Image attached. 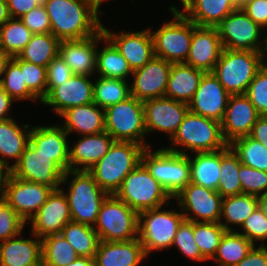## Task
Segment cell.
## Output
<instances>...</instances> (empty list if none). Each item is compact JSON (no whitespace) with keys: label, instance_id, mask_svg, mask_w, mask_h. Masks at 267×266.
<instances>
[{"label":"cell","instance_id":"obj_18","mask_svg":"<svg viewBox=\"0 0 267 266\" xmlns=\"http://www.w3.org/2000/svg\"><path fill=\"white\" fill-rule=\"evenodd\" d=\"M29 221L31 232L41 239L48 235L61 234L62 228L72 221L65 190L62 187L52 190L46 202Z\"/></svg>","mask_w":267,"mask_h":266},{"label":"cell","instance_id":"obj_21","mask_svg":"<svg viewBox=\"0 0 267 266\" xmlns=\"http://www.w3.org/2000/svg\"><path fill=\"white\" fill-rule=\"evenodd\" d=\"M90 77L92 76L74 74L63 84L53 88L41 103L51 106L58 116L69 108L93 103L94 82L90 81Z\"/></svg>","mask_w":267,"mask_h":266},{"label":"cell","instance_id":"obj_42","mask_svg":"<svg viewBox=\"0 0 267 266\" xmlns=\"http://www.w3.org/2000/svg\"><path fill=\"white\" fill-rule=\"evenodd\" d=\"M230 148L239 157L241 164L267 172V149L250 136L234 139Z\"/></svg>","mask_w":267,"mask_h":266},{"label":"cell","instance_id":"obj_27","mask_svg":"<svg viewBox=\"0 0 267 266\" xmlns=\"http://www.w3.org/2000/svg\"><path fill=\"white\" fill-rule=\"evenodd\" d=\"M147 255L138 238L129 241H102L94 257L96 266H139Z\"/></svg>","mask_w":267,"mask_h":266},{"label":"cell","instance_id":"obj_29","mask_svg":"<svg viewBox=\"0 0 267 266\" xmlns=\"http://www.w3.org/2000/svg\"><path fill=\"white\" fill-rule=\"evenodd\" d=\"M30 125L26 123L20 126L14 118L0 122V169L10 171L18 163L29 143ZM12 159L15 162L9 165Z\"/></svg>","mask_w":267,"mask_h":266},{"label":"cell","instance_id":"obj_39","mask_svg":"<svg viewBox=\"0 0 267 266\" xmlns=\"http://www.w3.org/2000/svg\"><path fill=\"white\" fill-rule=\"evenodd\" d=\"M61 234L78 256L94 259L100 240L93 226L69 221L62 228Z\"/></svg>","mask_w":267,"mask_h":266},{"label":"cell","instance_id":"obj_35","mask_svg":"<svg viewBox=\"0 0 267 266\" xmlns=\"http://www.w3.org/2000/svg\"><path fill=\"white\" fill-rule=\"evenodd\" d=\"M258 207V197L249 194H240L222 199L220 224L226 231H236L233 225L241 227L243 222ZM223 218V219H222ZM222 220L225 222H222ZM232 225V226H231Z\"/></svg>","mask_w":267,"mask_h":266},{"label":"cell","instance_id":"obj_19","mask_svg":"<svg viewBox=\"0 0 267 266\" xmlns=\"http://www.w3.org/2000/svg\"><path fill=\"white\" fill-rule=\"evenodd\" d=\"M230 94L212 72L203 74L198 89L188 103L189 111L222 122Z\"/></svg>","mask_w":267,"mask_h":266},{"label":"cell","instance_id":"obj_55","mask_svg":"<svg viewBox=\"0 0 267 266\" xmlns=\"http://www.w3.org/2000/svg\"><path fill=\"white\" fill-rule=\"evenodd\" d=\"M11 18H20L35 7H45L48 0H6Z\"/></svg>","mask_w":267,"mask_h":266},{"label":"cell","instance_id":"obj_59","mask_svg":"<svg viewBox=\"0 0 267 266\" xmlns=\"http://www.w3.org/2000/svg\"><path fill=\"white\" fill-rule=\"evenodd\" d=\"M10 176V171L0 169V204L5 202L6 196V184Z\"/></svg>","mask_w":267,"mask_h":266},{"label":"cell","instance_id":"obj_30","mask_svg":"<svg viewBox=\"0 0 267 266\" xmlns=\"http://www.w3.org/2000/svg\"><path fill=\"white\" fill-rule=\"evenodd\" d=\"M180 12L197 26L216 27L238 9L234 0H182Z\"/></svg>","mask_w":267,"mask_h":266},{"label":"cell","instance_id":"obj_16","mask_svg":"<svg viewBox=\"0 0 267 266\" xmlns=\"http://www.w3.org/2000/svg\"><path fill=\"white\" fill-rule=\"evenodd\" d=\"M172 63L154 56L143 67L132 72L131 96L144 102L165 97Z\"/></svg>","mask_w":267,"mask_h":266},{"label":"cell","instance_id":"obj_38","mask_svg":"<svg viewBox=\"0 0 267 266\" xmlns=\"http://www.w3.org/2000/svg\"><path fill=\"white\" fill-rule=\"evenodd\" d=\"M241 162L229 144L220 150V179L217 192L224 198L242 194L239 178Z\"/></svg>","mask_w":267,"mask_h":266},{"label":"cell","instance_id":"obj_56","mask_svg":"<svg viewBox=\"0 0 267 266\" xmlns=\"http://www.w3.org/2000/svg\"><path fill=\"white\" fill-rule=\"evenodd\" d=\"M235 266H267V245H254L247 256Z\"/></svg>","mask_w":267,"mask_h":266},{"label":"cell","instance_id":"obj_43","mask_svg":"<svg viewBox=\"0 0 267 266\" xmlns=\"http://www.w3.org/2000/svg\"><path fill=\"white\" fill-rule=\"evenodd\" d=\"M32 36L20 18H10L0 27V49L11 57L18 56Z\"/></svg>","mask_w":267,"mask_h":266},{"label":"cell","instance_id":"obj_11","mask_svg":"<svg viewBox=\"0 0 267 266\" xmlns=\"http://www.w3.org/2000/svg\"><path fill=\"white\" fill-rule=\"evenodd\" d=\"M138 214L115 194L108 195L93 226L99 240L129 241L138 238Z\"/></svg>","mask_w":267,"mask_h":266},{"label":"cell","instance_id":"obj_13","mask_svg":"<svg viewBox=\"0 0 267 266\" xmlns=\"http://www.w3.org/2000/svg\"><path fill=\"white\" fill-rule=\"evenodd\" d=\"M173 199L177 200L185 220L220 222L223 197L217 191L190 182Z\"/></svg>","mask_w":267,"mask_h":266},{"label":"cell","instance_id":"obj_2","mask_svg":"<svg viewBox=\"0 0 267 266\" xmlns=\"http://www.w3.org/2000/svg\"><path fill=\"white\" fill-rule=\"evenodd\" d=\"M146 148L133 142L114 141L108 152L88 171L102 190L115 194L124 178L141 163Z\"/></svg>","mask_w":267,"mask_h":266},{"label":"cell","instance_id":"obj_63","mask_svg":"<svg viewBox=\"0 0 267 266\" xmlns=\"http://www.w3.org/2000/svg\"><path fill=\"white\" fill-rule=\"evenodd\" d=\"M258 206L261 208V210L267 217V193L258 197Z\"/></svg>","mask_w":267,"mask_h":266},{"label":"cell","instance_id":"obj_28","mask_svg":"<svg viewBox=\"0 0 267 266\" xmlns=\"http://www.w3.org/2000/svg\"><path fill=\"white\" fill-rule=\"evenodd\" d=\"M31 235L34 239L21 235L0 242V266H42V239Z\"/></svg>","mask_w":267,"mask_h":266},{"label":"cell","instance_id":"obj_8","mask_svg":"<svg viewBox=\"0 0 267 266\" xmlns=\"http://www.w3.org/2000/svg\"><path fill=\"white\" fill-rule=\"evenodd\" d=\"M115 195L138 213L169 206L173 199L142 163L124 178Z\"/></svg>","mask_w":267,"mask_h":266},{"label":"cell","instance_id":"obj_5","mask_svg":"<svg viewBox=\"0 0 267 266\" xmlns=\"http://www.w3.org/2000/svg\"><path fill=\"white\" fill-rule=\"evenodd\" d=\"M264 64L261 52L223 48L212 73L230 95L245 94Z\"/></svg>","mask_w":267,"mask_h":266},{"label":"cell","instance_id":"obj_41","mask_svg":"<svg viewBox=\"0 0 267 266\" xmlns=\"http://www.w3.org/2000/svg\"><path fill=\"white\" fill-rule=\"evenodd\" d=\"M94 81V103L100 108H107L113 104L126 100L131 96L129 82L108 77H100Z\"/></svg>","mask_w":267,"mask_h":266},{"label":"cell","instance_id":"obj_10","mask_svg":"<svg viewBox=\"0 0 267 266\" xmlns=\"http://www.w3.org/2000/svg\"><path fill=\"white\" fill-rule=\"evenodd\" d=\"M162 207L149 209L138 214V239L147 255L172 247L174 237L184 215L178 210H165Z\"/></svg>","mask_w":267,"mask_h":266},{"label":"cell","instance_id":"obj_49","mask_svg":"<svg viewBox=\"0 0 267 266\" xmlns=\"http://www.w3.org/2000/svg\"><path fill=\"white\" fill-rule=\"evenodd\" d=\"M238 174L241 181L242 194L259 197L267 193V172L241 164Z\"/></svg>","mask_w":267,"mask_h":266},{"label":"cell","instance_id":"obj_26","mask_svg":"<svg viewBox=\"0 0 267 266\" xmlns=\"http://www.w3.org/2000/svg\"><path fill=\"white\" fill-rule=\"evenodd\" d=\"M114 141L106 131L79 136L77 142L69 146V170L88 171L108 152Z\"/></svg>","mask_w":267,"mask_h":266},{"label":"cell","instance_id":"obj_61","mask_svg":"<svg viewBox=\"0 0 267 266\" xmlns=\"http://www.w3.org/2000/svg\"><path fill=\"white\" fill-rule=\"evenodd\" d=\"M12 57L0 49V84L5 73L6 65Z\"/></svg>","mask_w":267,"mask_h":266},{"label":"cell","instance_id":"obj_20","mask_svg":"<svg viewBox=\"0 0 267 266\" xmlns=\"http://www.w3.org/2000/svg\"><path fill=\"white\" fill-rule=\"evenodd\" d=\"M102 30L127 60L132 71L143 67L155 56L151 28L137 32L116 33L102 25Z\"/></svg>","mask_w":267,"mask_h":266},{"label":"cell","instance_id":"obj_50","mask_svg":"<svg viewBox=\"0 0 267 266\" xmlns=\"http://www.w3.org/2000/svg\"><path fill=\"white\" fill-rule=\"evenodd\" d=\"M245 95L260 116L267 113V64L265 63L250 82Z\"/></svg>","mask_w":267,"mask_h":266},{"label":"cell","instance_id":"obj_44","mask_svg":"<svg viewBox=\"0 0 267 266\" xmlns=\"http://www.w3.org/2000/svg\"><path fill=\"white\" fill-rule=\"evenodd\" d=\"M226 230L220 223L193 222V236L201 255L210 260L217 252Z\"/></svg>","mask_w":267,"mask_h":266},{"label":"cell","instance_id":"obj_9","mask_svg":"<svg viewBox=\"0 0 267 266\" xmlns=\"http://www.w3.org/2000/svg\"><path fill=\"white\" fill-rule=\"evenodd\" d=\"M141 163L172 198L190 183L189 154L174 153L164 147L152 152L150 147L143 151Z\"/></svg>","mask_w":267,"mask_h":266},{"label":"cell","instance_id":"obj_7","mask_svg":"<svg viewBox=\"0 0 267 266\" xmlns=\"http://www.w3.org/2000/svg\"><path fill=\"white\" fill-rule=\"evenodd\" d=\"M105 131L115 141L133 142L150 148L145 141L143 102L134 96L104 109Z\"/></svg>","mask_w":267,"mask_h":266},{"label":"cell","instance_id":"obj_65","mask_svg":"<svg viewBox=\"0 0 267 266\" xmlns=\"http://www.w3.org/2000/svg\"><path fill=\"white\" fill-rule=\"evenodd\" d=\"M249 0H234L236 6L238 8H241L243 5H245Z\"/></svg>","mask_w":267,"mask_h":266},{"label":"cell","instance_id":"obj_24","mask_svg":"<svg viewBox=\"0 0 267 266\" xmlns=\"http://www.w3.org/2000/svg\"><path fill=\"white\" fill-rule=\"evenodd\" d=\"M102 41V30L80 40H62L58 55L77 75L93 76L96 73L98 44Z\"/></svg>","mask_w":267,"mask_h":266},{"label":"cell","instance_id":"obj_6","mask_svg":"<svg viewBox=\"0 0 267 266\" xmlns=\"http://www.w3.org/2000/svg\"><path fill=\"white\" fill-rule=\"evenodd\" d=\"M169 10L172 19L152 32L154 55L170 63H185L191 45L193 29L197 26L188 20L176 7L171 5Z\"/></svg>","mask_w":267,"mask_h":266},{"label":"cell","instance_id":"obj_37","mask_svg":"<svg viewBox=\"0 0 267 266\" xmlns=\"http://www.w3.org/2000/svg\"><path fill=\"white\" fill-rule=\"evenodd\" d=\"M253 246L254 244L244 235L236 231H226L211 260L218 266H235L247 256Z\"/></svg>","mask_w":267,"mask_h":266},{"label":"cell","instance_id":"obj_48","mask_svg":"<svg viewBox=\"0 0 267 266\" xmlns=\"http://www.w3.org/2000/svg\"><path fill=\"white\" fill-rule=\"evenodd\" d=\"M240 229L236 232L244 235L254 245L257 244L255 242L259 241L260 246H265V241L267 242V217L259 206L243 222Z\"/></svg>","mask_w":267,"mask_h":266},{"label":"cell","instance_id":"obj_17","mask_svg":"<svg viewBox=\"0 0 267 266\" xmlns=\"http://www.w3.org/2000/svg\"><path fill=\"white\" fill-rule=\"evenodd\" d=\"M52 190L46 185L18 179L10 174L5 201L27 223L46 202Z\"/></svg>","mask_w":267,"mask_h":266},{"label":"cell","instance_id":"obj_47","mask_svg":"<svg viewBox=\"0 0 267 266\" xmlns=\"http://www.w3.org/2000/svg\"><path fill=\"white\" fill-rule=\"evenodd\" d=\"M177 249L186 258L193 261L203 262L206 259L201 255L198 245L196 244L193 236V222L189 220H183L179 225L177 233L174 237L172 247Z\"/></svg>","mask_w":267,"mask_h":266},{"label":"cell","instance_id":"obj_25","mask_svg":"<svg viewBox=\"0 0 267 266\" xmlns=\"http://www.w3.org/2000/svg\"><path fill=\"white\" fill-rule=\"evenodd\" d=\"M69 134L61 125L31 127L28 146L50 156L65 172L69 170Z\"/></svg>","mask_w":267,"mask_h":266},{"label":"cell","instance_id":"obj_22","mask_svg":"<svg viewBox=\"0 0 267 266\" xmlns=\"http://www.w3.org/2000/svg\"><path fill=\"white\" fill-rule=\"evenodd\" d=\"M259 117L256 108L245 94L230 95L221 122L224 140L230 144L234 139L249 136Z\"/></svg>","mask_w":267,"mask_h":266},{"label":"cell","instance_id":"obj_52","mask_svg":"<svg viewBox=\"0 0 267 266\" xmlns=\"http://www.w3.org/2000/svg\"><path fill=\"white\" fill-rule=\"evenodd\" d=\"M47 91L46 95L55 87L70 79L74 73L65 61L58 55L46 67Z\"/></svg>","mask_w":267,"mask_h":266},{"label":"cell","instance_id":"obj_66","mask_svg":"<svg viewBox=\"0 0 267 266\" xmlns=\"http://www.w3.org/2000/svg\"><path fill=\"white\" fill-rule=\"evenodd\" d=\"M256 141H259L260 143L263 144V146L267 149V139H254Z\"/></svg>","mask_w":267,"mask_h":266},{"label":"cell","instance_id":"obj_51","mask_svg":"<svg viewBox=\"0 0 267 266\" xmlns=\"http://www.w3.org/2000/svg\"><path fill=\"white\" fill-rule=\"evenodd\" d=\"M26 224L6 201L0 204V242L21 235Z\"/></svg>","mask_w":267,"mask_h":266},{"label":"cell","instance_id":"obj_40","mask_svg":"<svg viewBox=\"0 0 267 266\" xmlns=\"http://www.w3.org/2000/svg\"><path fill=\"white\" fill-rule=\"evenodd\" d=\"M78 258L62 234L42 238V266H68Z\"/></svg>","mask_w":267,"mask_h":266},{"label":"cell","instance_id":"obj_12","mask_svg":"<svg viewBox=\"0 0 267 266\" xmlns=\"http://www.w3.org/2000/svg\"><path fill=\"white\" fill-rule=\"evenodd\" d=\"M223 48L240 51L261 52L264 30L255 23L242 8L227 15L217 26Z\"/></svg>","mask_w":267,"mask_h":266},{"label":"cell","instance_id":"obj_60","mask_svg":"<svg viewBox=\"0 0 267 266\" xmlns=\"http://www.w3.org/2000/svg\"><path fill=\"white\" fill-rule=\"evenodd\" d=\"M10 18L7 1L0 0V27H2Z\"/></svg>","mask_w":267,"mask_h":266},{"label":"cell","instance_id":"obj_67","mask_svg":"<svg viewBox=\"0 0 267 266\" xmlns=\"http://www.w3.org/2000/svg\"><path fill=\"white\" fill-rule=\"evenodd\" d=\"M263 117L267 120V113H265V114L263 115Z\"/></svg>","mask_w":267,"mask_h":266},{"label":"cell","instance_id":"obj_33","mask_svg":"<svg viewBox=\"0 0 267 266\" xmlns=\"http://www.w3.org/2000/svg\"><path fill=\"white\" fill-rule=\"evenodd\" d=\"M191 157L190 182L217 191L220 179V150L213 152H196Z\"/></svg>","mask_w":267,"mask_h":266},{"label":"cell","instance_id":"obj_31","mask_svg":"<svg viewBox=\"0 0 267 266\" xmlns=\"http://www.w3.org/2000/svg\"><path fill=\"white\" fill-rule=\"evenodd\" d=\"M60 117L65 120L61 126L68 134L75 131L83 136L105 131L104 109L94 102L69 108Z\"/></svg>","mask_w":267,"mask_h":266},{"label":"cell","instance_id":"obj_54","mask_svg":"<svg viewBox=\"0 0 267 266\" xmlns=\"http://www.w3.org/2000/svg\"><path fill=\"white\" fill-rule=\"evenodd\" d=\"M241 8L255 23L267 28V0H249Z\"/></svg>","mask_w":267,"mask_h":266},{"label":"cell","instance_id":"obj_45","mask_svg":"<svg viewBox=\"0 0 267 266\" xmlns=\"http://www.w3.org/2000/svg\"><path fill=\"white\" fill-rule=\"evenodd\" d=\"M0 86L14 100H32L33 102L40 100L28 89L24 81L21 67L11 58L6 65Z\"/></svg>","mask_w":267,"mask_h":266},{"label":"cell","instance_id":"obj_46","mask_svg":"<svg viewBox=\"0 0 267 266\" xmlns=\"http://www.w3.org/2000/svg\"><path fill=\"white\" fill-rule=\"evenodd\" d=\"M12 59L21 67L24 81L28 89L40 100L46 96L47 91V74L46 67L32 64L21 60L18 56Z\"/></svg>","mask_w":267,"mask_h":266},{"label":"cell","instance_id":"obj_23","mask_svg":"<svg viewBox=\"0 0 267 266\" xmlns=\"http://www.w3.org/2000/svg\"><path fill=\"white\" fill-rule=\"evenodd\" d=\"M223 46L217 27L196 26L193 29L190 51L185 64L206 72H212Z\"/></svg>","mask_w":267,"mask_h":266},{"label":"cell","instance_id":"obj_36","mask_svg":"<svg viewBox=\"0 0 267 266\" xmlns=\"http://www.w3.org/2000/svg\"><path fill=\"white\" fill-rule=\"evenodd\" d=\"M60 42L52 33L33 34L18 57L26 62L47 67L58 56Z\"/></svg>","mask_w":267,"mask_h":266},{"label":"cell","instance_id":"obj_57","mask_svg":"<svg viewBox=\"0 0 267 266\" xmlns=\"http://www.w3.org/2000/svg\"><path fill=\"white\" fill-rule=\"evenodd\" d=\"M15 102L8 93L0 86V122L13 118L10 116L11 107Z\"/></svg>","mask_w":267,"mask_h":266},{"label":"cell","instance_id":"obj_32","mask_svg":"<svg viewBox=\"0 0 267 266\" xmlns=\"http://www.w3.org/2000/svg\"><path fill=\"white\" fill-rule=\"evenodd\" d=\"M204 73L185 63H172L165 97L188 104Z\"/></svg>","mask_w":267,"mask_h":266},{"label":"cell","instance_id":"obj_15","mask_svg":"<svg viewBox=\"0 0 267 266\" xmlns=\"http://www.w3.org/2000/svg\"><path fill=\"white\" fill-rule=\"evenodd\" d=\"M146 133L160 131L171 140L178 131L189 106L185 102L167 97L149 99L143 102Z\"/></svg>","mask_w":267,"mask_h":266},{"label":"cell","instance_id":"obj_4","mask_svg":"<svg viewBox=\"0 0 267 266\" xmlns=\"http://www.w3.org/2000/svg\"><path fill=\"white\" fill-rule=\"evenodd\" d=\"M71 176L73 177L72 180ZM69 183V184H68ZM68 185L65 193L72 221L94 226L101 205L109 195L86 170H68L65 172L61 185Z\"/></svg>","mask_w":267,"mask_h":266},{"label":"cell","instance_id":"obj_1","mask_svg":"<svg viewBox=\"0 0 267 266\" xmlns=\"http://www.w3.org/2000/svg\"><path fill=\"white\" fill-rule=\"evenodd\" d=\"M106 0H48L46 10L51 33L60 41L80 40L102 30L99 18L101 4Z\"/></svg>","mask_w":267,"mask_h":266},{"label":"cell","instance_id":"obj_64","mask_svg":"<svg viewBox=\"0 0 267 266\" xmlns=\"http://www.w3.org/2000/svg\"><path fill=\"white\" fill-rule=\"evenodd\" d=\"M266 30H267V28L264 29L265 32H266ZM264 38H263L264 43H263V48H262L261 53H262V57L265 60V63H267V33H266Z\"/></svg>","mask_w":267,"mask_h":266},{"label":"cell","instance_id":"obj_62","mask_svg":"<svg viewBox=\"0 0 267 266\" xmlns=\"http://www.w3.org/2000/svg\"><path fill=\"white\" fill-rule=\"evenodd\" d=\"M68 266H96V263L90 257L78 256V258Z\"/></svg>","mask_w":267,"mask_h":266},{"label":"cell","instance_id":"obj_58","mask_svg":"<svg viewBox=\"0 0 267 266\" xmlns=\"http://www.w3.org/2000/svg\"><path fill=\"white\" fill-rule=\"evenodd\" d=\"M249 136L253 139H267V120L263 116L257 119Z\"/></svg>","mask_w":267,"mask_h":266},{"label":"cell","instance_id":"obj_14","mask_svg":"<svg viewBox=\"0 0 267 266\" xmlns=\"http://www.w3.org/2000/svg\"><path fill=\"white\" fill-rule=\"evenodd\" d=\"M10 174L15 178L57 190L61 188L65 171L50 156L39 153V149L27 146L18 163L10 170Z\"/></svg>","mask_w":267,"mask_h":266},{"label":"cell","instance_id":"obj_53","mask_svg":"<svg viewBox=\"0 0 267 266\" xmlns=\"http://www.w3.org/2000/svg\"><path fill=\"white\" fill-rule=\"evenodd\" d=\"M20 20L33 34L51 33L49 15L45 7H35L20 17Z\"/></svg>","mask_w":267,"mask_h":266},{"label":"cell","instance_id":"obj_34","mask_svg":"<svg viewBox=\"0 0 267 266\" xmlns=\"http://www.w3.org/2000/svg\"><path fill=\"white\" fill-rule=\"evenodd\" d=\"M101 42H104L105 45L102 50H97L96 73L100 77L127 81L133 71L116 46L104 35L103 30Z\"/></svg>","mask_w":267,"mask_h":266},{"label":"cell","instance_id":"obj_3","mask_svg":"<svg viewBox=\"0 0 267 266\" xmlns=\"http://www.w3.org/2000/svg\"><path fill=\"white\" fill-rule=\"evenodd\" d=\"M169 142L172 147H165L166 150L184 155L189 154L187 151L191 153L218 151L228 145L223 138L220 122L190 111Z\"/></svg>","mask_w":267,"mask_h":266}]
</instances>
